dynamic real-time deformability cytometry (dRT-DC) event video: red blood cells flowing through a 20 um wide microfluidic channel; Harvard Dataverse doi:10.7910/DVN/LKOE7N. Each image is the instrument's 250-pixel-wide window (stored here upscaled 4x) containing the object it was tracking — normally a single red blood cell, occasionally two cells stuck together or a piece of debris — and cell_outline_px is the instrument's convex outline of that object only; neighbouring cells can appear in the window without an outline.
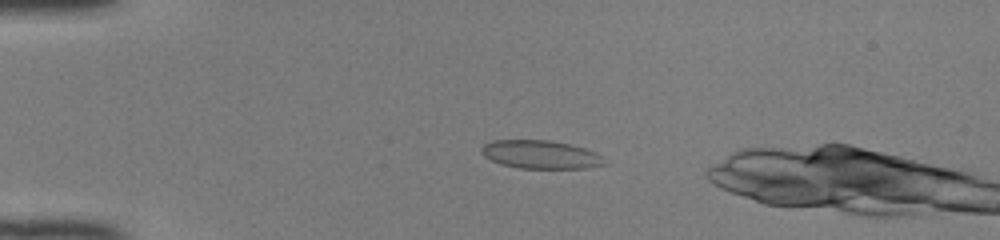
{"species": "common noctule bat (a hibernating species)", "species_latin": "Nyctalus noctula", "temperature_condition": "room temperature", "stored_images_in_passage": 11, "camera_frame_rate_fps": 3000, "um_per_image_px": 0.085, "animal": {"sex": "female", "body_mass_g": 22.0, "forearm_length_mm": 56.7}, "frame": {"image": 1, "passage_image": 8, "time_ms": 2.333, "image_size_px": [1000, 240], "cell_outline_px": [[608, 164], [584, 168], [520, 168], [500, 164], [484, 156], [480, 152], [480, 148], [484, 144], [492, 140], [548, 140], [568, 144], [584, 148], [596, 152], [608, 160]], "centroid_in_image_um": [45.97, 13.13], "position_along_channel_um": 39.0, "area_um2": 20.4}}